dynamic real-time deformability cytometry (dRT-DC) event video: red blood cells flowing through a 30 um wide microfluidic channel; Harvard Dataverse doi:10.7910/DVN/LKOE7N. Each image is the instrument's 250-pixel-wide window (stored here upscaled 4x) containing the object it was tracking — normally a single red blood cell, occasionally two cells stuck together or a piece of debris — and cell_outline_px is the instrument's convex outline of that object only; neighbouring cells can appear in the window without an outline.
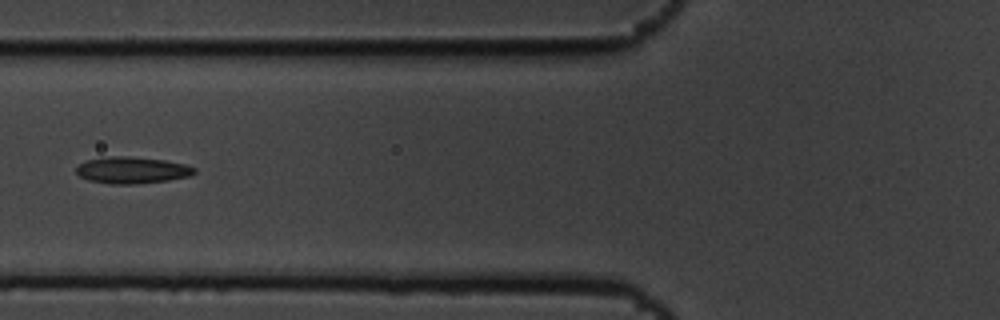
{"species": "common noctule bat (a hibernating species)", "species_latin": "Nyctalus noctula", "temperature_condition": "cold", "stored_images_in_passage": 9, "camera_frame_rate_fps": 3000, "um_per_image_px": 0.085, "animal": {"sex": "male", "body_mass_g": 19.5, "forearm_length_mm": 54.6}, "frame": {"image": 1, "passage_image": 6, "time_ms": 1.667, "image_size_px": [1000, 320], "cell_outline_px": [[196, 172], [188, 176], [168, 180], [136, 184], [112, 184], [88, 180], [80, 176], [76, 172], [76, 168], [80, 164], [88, 160], [112, 156], [128, 156], [164, 160], [184, 164], [196, 168]], "centroid_in_image_um": [11.23, 14.47], "position_along_channel_um": 114.6, "area_um2": 18.15}}
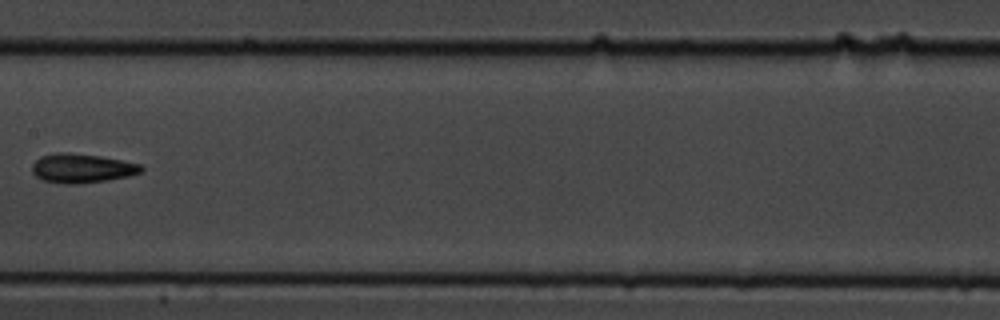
{"frame": {"image": 2, "passage_image": 8, "time_ms": 2.333, "image_size_px": [1000, 320], "cell_outline_px": [[144, 172], [128, 176], [108, 180], [80, 184], [64, 184], [44, 180], [36, 176], [32, 172], [32, 164], [40, 156], [56, 152], [68, 152], [100, 156], [140, 164], [144, 168]], "centroid_in_image_um": [6.96, 14.3], "position_along_channel_um": 200.4, "area_um2": 18.67}}
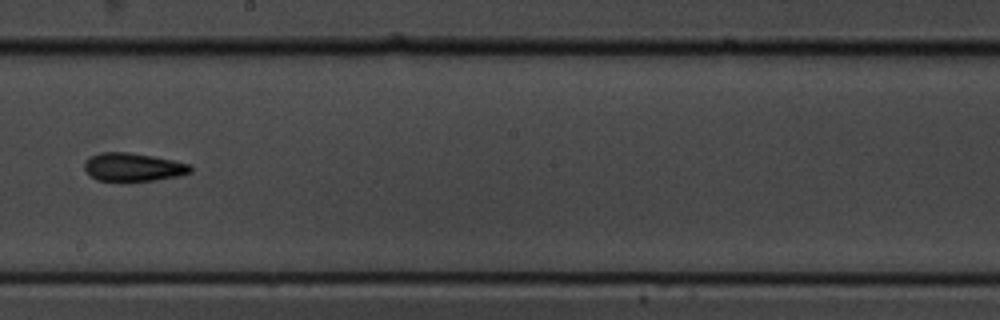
{"frame": {"image": 3, "passage_image": 9, "time_ms": 2.667, "image_size_px": [1000, 320], "cell_outline_px": [[192, 172], [180, 176], [156, 180], [96, 180], [84, 168], [84, 164], [92, 156], [100, 152], [128, 152], [152, 156], [192, 164]], "centroid_in_image_um": [11.38, 14.2], "position_along_channel_um": 236.8, "area_um2": 17.22}}